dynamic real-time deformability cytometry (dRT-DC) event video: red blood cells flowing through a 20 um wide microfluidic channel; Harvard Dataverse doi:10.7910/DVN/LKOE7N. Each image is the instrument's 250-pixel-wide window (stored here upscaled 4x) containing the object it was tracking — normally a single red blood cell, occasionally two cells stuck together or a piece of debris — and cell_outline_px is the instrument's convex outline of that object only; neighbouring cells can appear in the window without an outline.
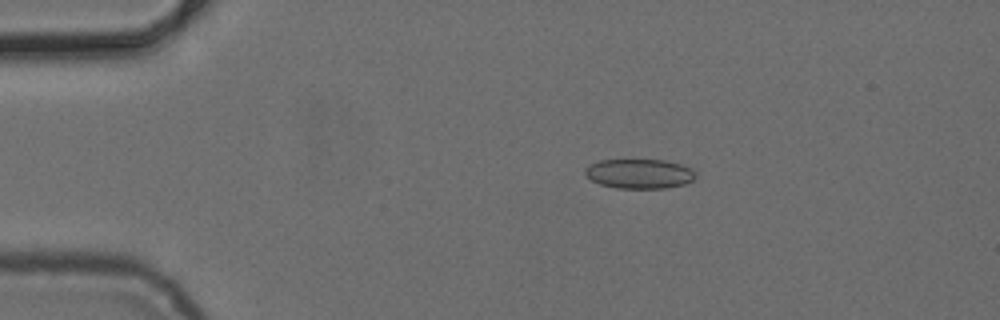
{"species": "common noctule bat (a hibernating species)", "species_latin": "Nyctalus noctula", "temperature_condition": "cold", "stored_images_in_passage": 4, "camera_frame_rate_fps": 3000, "um_per_image_px": 0.085, "animal": {"sex": "female", "body_mass_g": 24.6, "forearm_length_mm": 56.2}, "frame": {"image": 1, "passage_image": 3, "time_ms": 2.333, "image_size_px": [1000, 320], "cell_outline_px": [[696, 176], [692, 180], [684, 184], [664, 188], [616, 188], [600, 184], [592, 180], [584, 172], [584, 168], [600, 160], [664, 160], [680, 164], [692, 168], [696, 172]], "centroid_in_image_um": [54.36, 14.76], "position_along_channel_um": 30.6, "area_um2": 18.96}}